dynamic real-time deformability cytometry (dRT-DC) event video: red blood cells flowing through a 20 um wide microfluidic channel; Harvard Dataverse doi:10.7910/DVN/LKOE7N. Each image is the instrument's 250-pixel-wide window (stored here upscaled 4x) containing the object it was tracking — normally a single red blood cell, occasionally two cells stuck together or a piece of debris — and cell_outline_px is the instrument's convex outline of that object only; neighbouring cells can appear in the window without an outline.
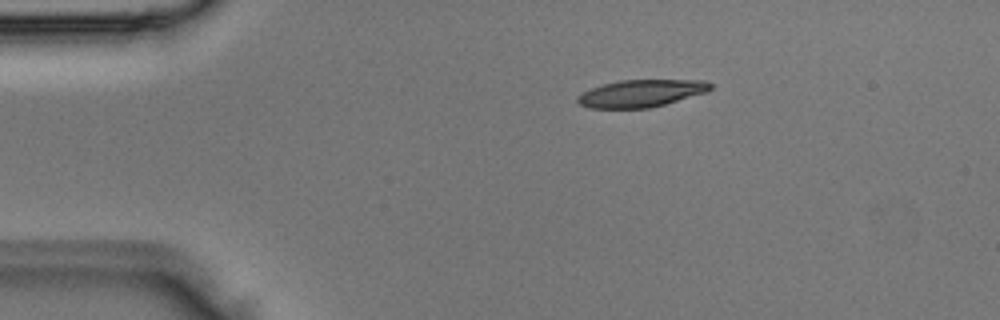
{"species": "Egyptian fruit bat (a non-hibernating species)", "species_latin": "Rousettus aegyptiacus", "temperature_condition": "room temperature", "stored_images_in_passage": 3, "camera_frame_rate_fps": 3000, "um_per_image_px": 0.085, "animal": {"sex": "male"}, "frame": {"image": 1, "passage_image": 3, "time_ms": 0.667, "image_size_px": [1000, 320], "cell_outline_px": [[712, 88], [708, 92], [664, 104], [648, 108], [588, 108], [580, 104], [576, 100], [576, 96], [580, 92], [604, 84], [620, 80], [704, 80], [712, 84]], "centroid_in_image_um": [54.48, 7.93], "position_along_channel_um": 30.5, "area_um2": 21.15}}